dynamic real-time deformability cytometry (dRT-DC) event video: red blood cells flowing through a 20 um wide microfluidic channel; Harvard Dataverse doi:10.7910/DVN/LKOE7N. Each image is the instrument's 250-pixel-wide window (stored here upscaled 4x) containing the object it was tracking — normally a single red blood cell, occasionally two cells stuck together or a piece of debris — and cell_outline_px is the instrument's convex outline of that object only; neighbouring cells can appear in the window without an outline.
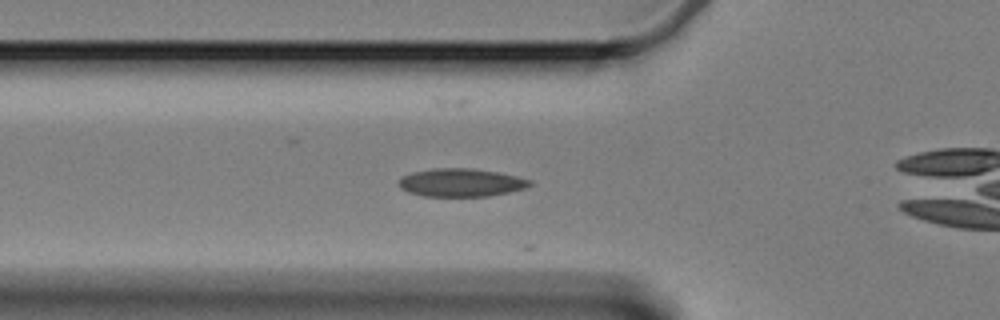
{"species": "Egyptian fruit bat (a non-hibernating species)", "species_latin": "Rousettus aegyptiacus", "temperature_condition": "cold", "stored_images_in_passage": 49, "camera_frame_rate_fps": 3000, "um_per_image_px": 0.085, "animal": {"sex": "female"}, "frame": {"image": 1, "passage_image": 9, "time_ms": 2.667, "image_size_px": [1000, 320], "cell_outline_px": [[532, 184], [524, 188], [508, 192], [488, 196], [424, 196], [408, 192], [400, 188], [400, 180], [404, 176], [412, 172], [436, 168], [472, 168], [496, 172], [516, 176], [532, 180]], "centroid_in_image_um": [39.19, 15.52], "position_along_channel_um": 86.6, "area_um2": 21.21}}
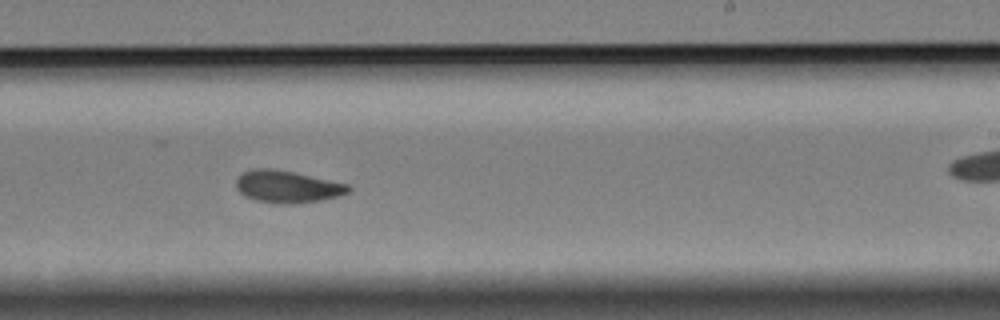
{"frame": {"image": 2, "passage_image": 25, "time_ms": 8.0, "image_size_px": [1000, 320], "cell_outline_px": [[352, 188], [348, 192], [340, 196], [320, 200], [296, 204], [280, 204], [256, 200], [244, 196], [236, 188], [236, 180], [244, 172], [252, 168], [272, 168], [292, 172], [348, 184]], "centroid_in_image_um": [24.41, 15.87], "position_along_channel_um": 264.6, "area_um2": 20.98}}
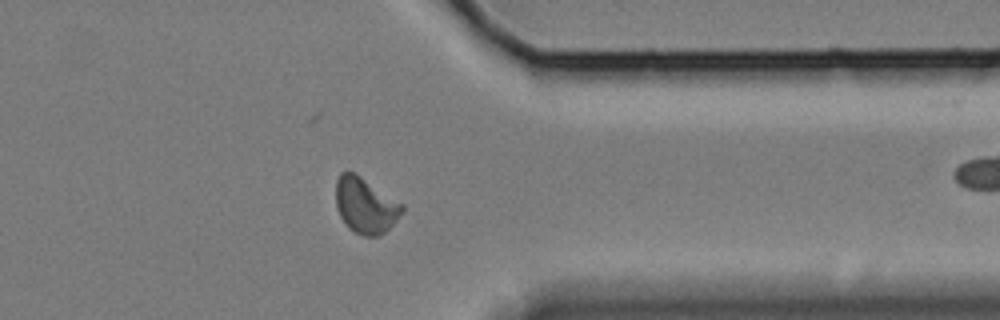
{"frame": {"image": 3, "passage_image": 36, "time_ms": 11.667, "image_size_px": [1000, 320], "cell_outline_px": [[404, 208], [396, 220], [380, 236], [364, 236], [348, 228], [340, 216], [336, 208], [336, 180], [340, 172], [356, 172], [404, 204]], "centroid_in_image_um": [31.05, 17.43], "position_along_channel_um": 380.4, "area_um2": 21.62}, "authors_computed_cell_mechanics": {"area_um2": 20.4612, "velocity_mm_per_s": 3.3253, "shape_relaxation_time_tau1_ms": 10.0051, "shape_relaxation_time_tau2_ms": 4.8064, "deformation_change_tau1": 0.1502, "deformation_change_tau2": 0.0688}}